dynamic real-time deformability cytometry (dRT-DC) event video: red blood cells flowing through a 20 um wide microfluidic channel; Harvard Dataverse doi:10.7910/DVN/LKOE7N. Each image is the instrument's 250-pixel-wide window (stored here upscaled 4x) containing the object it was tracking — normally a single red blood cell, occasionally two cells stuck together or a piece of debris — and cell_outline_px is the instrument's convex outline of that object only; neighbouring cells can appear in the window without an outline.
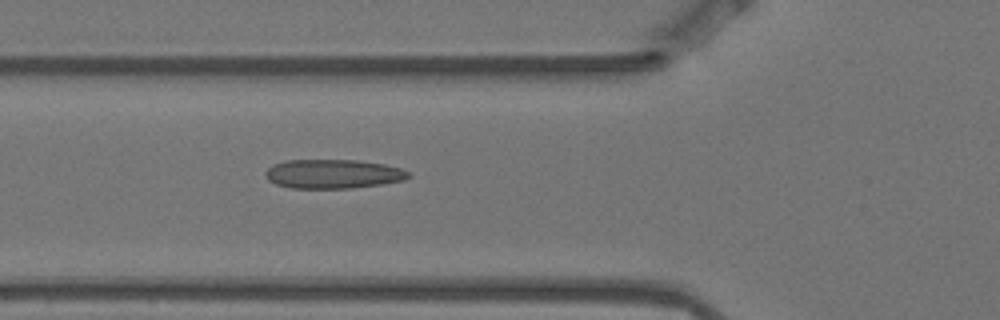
{"species": "Egyptian fruit bat (a non-hibernating species)", "species_latin": "Rousettus aegyptiacus", "temperature_condition": "warm", "stored_images_in_passage": 5, "camera_frame_rate_fps": 3000, "um_per_image_px": 0.085, "animal": {"sex": "female"}, "frame": {"image": 1, "passage_image": 5, "time_ms": 1.333, "image_size_px": [1000, 320], "cell_outline_px": [[412, 176], [404, 180], [380, 184], [352, 188], [292, 188], [276, 184], [268, 180], [264, 172], [272, 164], [284, 160], [356, 160], [384, 164], [400, 168], [408, 172]], "centroid_in_image_um": [28.28, 14.78], "position_along_channel_um": 97.5, "area_um2": 24.28}}